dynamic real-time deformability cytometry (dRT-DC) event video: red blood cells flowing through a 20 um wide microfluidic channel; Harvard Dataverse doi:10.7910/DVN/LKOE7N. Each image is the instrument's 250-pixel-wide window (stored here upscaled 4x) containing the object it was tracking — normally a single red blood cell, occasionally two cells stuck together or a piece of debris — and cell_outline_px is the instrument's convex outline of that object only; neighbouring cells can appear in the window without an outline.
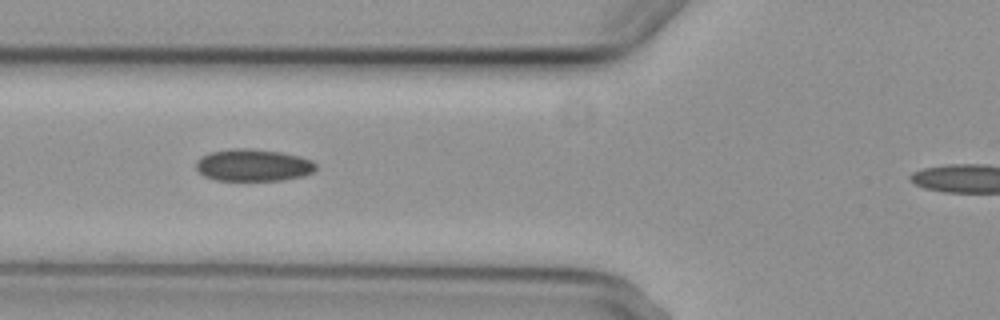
{"species": "common noctule bat (a hibernating species)", "species_latin": "Nyctalus noctula", "temperature_condition": "cold", "stored_images_in_passage": 9, "camera_frame_rate_fps": 3000, "um_per_image_px": 0.085, "animal": {"sex": "female", "body_mass_g": 29.2, "forearm_length_mm": 56.3}, "frame": {"image": 1, "passage_image": 4, "time_ms": 3.333, "image_size_px": [1000, 320], "cell_outline_px": [[316, 168], [312, 172], [304, 176], [284, 180], [216, 180], [204, 176], [196, 168], [196, 160], [200, 156], [208, 152], [232, 148], [248, 148], [280, 152], [300, 156], [312, 160], [316, 164]], "centroid_in_image_um": [21.51, 14.03], "position_along_channel_um": 104.3, "area_um2": 22.6}}
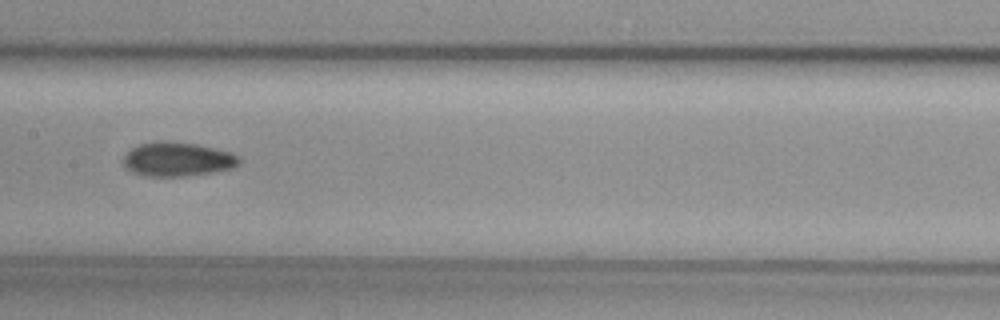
{"frame": {"image": 2, "passage_image": 6, "time_ms": 5.667, "image_size_px": [1000, 320], "cell_outline_px": [[240, 164], [232, 168], [212, 172], [184, 176], [144, 176], [132, 172], [124, 168], [120, 160], [132, 148], [140, 144], [160, 140], [196, 144], [232, 152], [240, 156]], "centroid_in_image_um": [15.06, 13.54], "position_along_channel_um": 192.3, "area_um2": 23.24}}
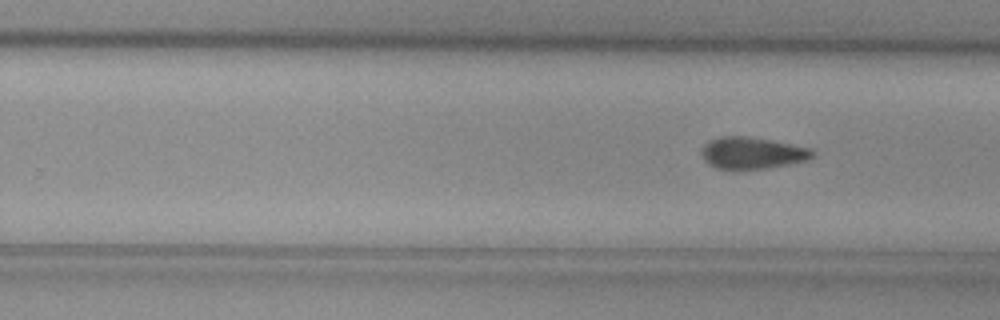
{"frame": {"image": 3, "passage_image": 9, "time_ms": 10.0, "image_size_px": [1000, 320], "cell_outline_px": [[816, 152], [808, 160], [768, 168], [716, 168], [708, 164], [704, 160], [700, 152], [704, 144], [708, 140], [720, 136], [744, 136], [772, 140], [812, 148]], "centroid_in_image_um": [63.93, 12.98], "position_along_channel_um": 265.9, "area_um2": 20.52}}